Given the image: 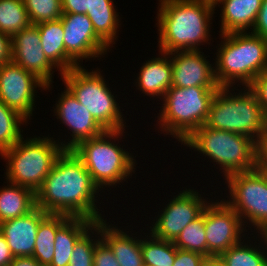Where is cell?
I'll return each mask as SVG.
<instances>
[{
	"label": "cell",
	"instance_id": "1",
	"mask_svg": "<svg viewBox=\"0 0 267 266\" xmlns=\"http://www.w3.org/2000/svg\"><path fill=\"white\" fill-rule=\"evenodd\" d=\"M35 195L36 206L47 213L85 217L95 222L115 214L107 211L108 199L73 150L62 151Z\"/></svg>",
	"mask_w": 267,
	"mask_h": 266
},
{
	"label": "cell",
	"instance_id": "2",
	"mask_svg": "<svg viewBox=\"0 0 267 266\" xmlns=\"http://www.w3.org/2000/svg\"><path fill=\"white\" fill-rule=\"evenodd\" d=\"M158 1L155 17L158 51L203 50L208 45L211 52L209 48L213 49L216 39L215 35L213 37L215 31L211 28L217 17L213 0Z\"/></svg>",
	"mask_w": 267,
	"mask_h": 266
},
{
	"label": "cell",
	"instance_id": "3",
	"mask_svg": "<svg viewBox=\"0 0 267 266\" xmlns=\"http://www.w3.org/2000/svg\"><path fill=\"white\" fill-rule=\"evenodd\" d=\"M129 129L131 127L120 130H106L97 137L81 141L72 149L84 163L93 182L105 195H108V199L113 188L112 192L116 191L118 187L123 189L122 186L125 188L126 182L128 183L132 178H134L133 180L137 178L138 172H136V169L140 167L136 166L138 165L136 159L138 154L132 152L126 143V141L129 143L127 138Z\"/></svg>",
	"mask_w": 267,
	"mask_h": 266
},
{
	"label": "cell",
	"instance_id": "4",
	"mask_svg": "<svg viewBox=\"0 0 267 266\" xmlns=\"http://www.w3.org/2000/svg\"><path fill=\"white\" fill-rule=\"evenodd\" d=\"M182 146H184L183 150L191 156L192 154L186 149H189L191 152L194 151L195 156L200 154L195 158H201L203 164L200 163L199 165L207 168L206 171L214 167L217 174L212 169L213 176L218 177L219 175V178L216 177L214 179L213 176L212 178L210 177V179H213V183L214 180L218 183L219 179L224 180L227 176L234 173L250 171L256 168V142L244 135L225 130L211 129L203 125L181 143V149ZM206 159L207 163H210L209 165L207 163L204 165ZM206 164L211 168L206 167Z\"/></svg>",
	"mask_w": 267,
	"mask_h": 266
},
{
	"label": "cell",
	"instance_id": "5",
	"mask_svg": "<svg viewBox=\"0 0 267 266\" xmlns=\"http://www.w3.org/2000/svg\"><path fill=\"white\" fill-rule=\"evenodd\" d=\"M217 35L213 50L215 78L220 87L249 86L267 70V41L261 36L251 32Z\"/></svg>",
	"mask_w": 267,
	"mask_h": 266
},
{
	"label": "cell",
	"instance_id": "6",
	"mask_svg": "<svg viewBox=\"0 0 267 266\" xmlns=\"http://www.w3.org/2000/svg\"><path fill=\"white\" fill-rule=\"evenodd\" d=\"M102 72L101 67L99 68L97 66L95 69L93 66V69L89 70L84 64L83 66H77L62 73L59 80H62V84L73 94L80 104L87 108L94 119L105 130L127 129L132 125H127L129 124L127 122L130 120L127 118V115H129L128 110L125 113L123 111L131 103L127 101L124 103L125 105L120 104L122 102L120 99L121 97L123 98L125 92L123 93L121 90L120 92L116 91L117 88L114 89L109 84L105 73L103 72V75ZM116 93H122V96Z\"/></svg>",
	"mask_w": 267,
	"mask_h": 266
},
{
	"label": "cell",
	"instance_id": "7",
	"mask_svg": "<svg viewBox=\"0 0 267 266\" xmlns=\"http://www.w3.org/2000/svg\"><path fill=\"white\" fill-rule=\"evenodd\" d=\"M220 87H188L171 86L156 105L159 111L153 116L154 132L165 139L172 137L176 145L183 143L195 130L205 125L211 101ZM159 104L161 106H159Z\"/></svg>",
	"mask_w": 267,
	"mask_h": 266
},
{
	"label": "cell",
	"instance_id": "8",
	"mask_svg": "<svg viewBox=\"0 0 267 266\" xmlns=\"http://www.w3.org/2000/svg\"><path fill=\"white\" fill-rule=\"evenodd\" d=\"M27 133L0 155L6 163L3 178L36 193L64 149L54 139L55 132H41L40 136L30 133L31 137Z\"/></svg>",
	"mask_w": 267,
	"mask_h": 266
},
{
	"label": "cell",
	"instance_id": "9",
	"mask_svg": "<svg viewBox=\"0 0 267 266\" xmlns=\"http://www.w3.org/2000/svg\"><path fill=\"white\" fill-rule=\"evenodd\" d=\"M205 125L257 142L265 132L266 114L248 86L220 87L211 101Z\"/></svg>",
	"mask_w": 267,
	"mask_h": 266
},
{
	"label": "cell",
	"instance_id": "10",
	"mask_svg": "<svg viewBox=\"0 0 267 266\" xmlns=\"http://www.w3.org/2000/svg\"><path fill=\"white\" fill-rule=\"evenodd\" d=\"M218 184L221 186H217L218 189L221 188L218 191L221 192L219 196H222L221 198L241 217L249 233H261L267 228V175L265 173L255 168L229 175ZM222 184L226 186L222 188ZM223 192H225L224 196Z\"/></svg>",
	"mask_w": 267,
	"mask_h": 266
},
{
	"label": "cell",
	"instance_id": "11",
	"mask_svg": "<svg viewBox=\"0 0 267 266\" xmlns=\"http://www.w3.org/2000/svg\"><path fill=\"white\" fill-rule=\"evenodd\" d=\"M187 186H182L179 192L175 190L171 195L164 193V195L166 194V196L171 197L170 199L164 197L165 200L164 198L163 200L158 199L162 202L154 207V209L156 208L155 211H157L153 213L155 216L151 215V217H149L146 214L141 215L146 217H144L145 223L144 220L142 221V224H144L143 226H146L147 230L155 238L174 241L189 223L202 214L204 207L211 200L209 193H207L208 195L205 193L207 192L205 191L206 189H199V191L197 185L196 187H191L189 183ZM202 191H204V193ZM147 220L149 222H147ZM146 222L148 224H146Z\"/></svg>",
	"mask_w": 267,
	"mask_h": 266
},
{
	"label": "cell",
	"instance_id": "12",
	"mask_svg": "<svg viewBox=\"0 0 267 266\" xmlns=\"http://www.w3.org/2000/svg\"><path fill=\"white\" fill-rule=\"evenodd\" d=\"M211 184H213L212 181L209 184L207 182L208 187L213 190L214 194L210 192L212 199L204 207L208 259L218 258L223 252L249 234L241 217L219 196L218 190H215L217 185L212 188L214 186Z\"/></svg>",
	"mask_w": 267,
	"mask_h": 266
},
{
	"label": "cell",
	"instance_id": "13",
	"mask_svg": "<svg viewBox=\"0 0 267 266\" xmlns=\"http://www.w3.org/2000/svg\"><path fill=\"white\" fill-rule=\"evenodd\" d=\"M63 89L61 93H58V96L55 95L57 98L55 101L53 100L55 104H53L50 115L54 113L51 116H55L54 118L58 121V128H64L58 130L65 132H57V134L59 133L58 137L55 138L54 136V139L64 150H72L81 141L97 137L106 130L65 86ZM61 124L62 126H59Z\"/></svg>",
	"mask_w": 267,
	"mask_h": 266
},
{
	"label": "cell",
	"instance_id": "14",
	"mask_svg": "<svg viewBox=\"0 0 267 266\" xmlns=\"http://www.w3.org/2000/svg\"><path fill=\"white\" fill-rule=\"evenodd\" d=\"M39 90L45 92V84L33 73L12 61L0 66V100L30 123L37 114Z\"/></svg>",
	"mask_w": 267,
	"mask_h": 266
},
{
	"label": "cell",
	"instance_id": "15",
	"mask_svg": "<svg viewBox=\"0 0 267 266\" xmlns=\"http://www.w3.org/2000/svg\"><path fill=\"white\" fill-rule=\"evenodd\" d=\"M64 29L66 55L77 65L108 58L111 50L97 35L87 14L63 13L61 18ZM107 56V57H105Z\"/></svg>",
	"mask_w": 267,
	"mask_h": 266
},
{
	"label": "cell",
	"instance_id": "16",
	"mask_svg": "<svg viewBox=\"0 0 267 266\" xmlns=\"http://www.w3.org/2000/svg\"><path fill=\"white\" fill-rule=\"evenodd\" d=\"M12 62L21 66L28 72L33 73L45 84V92L52 95L55 82L54 73L57 71L58 78L62 73L47 59L41 46V38L37 25L22 29L11 37Z\"/></svg>",
	"mask_w": 267,
	"mask_h": 266
},
{
	"label": "cell",
	"instance_id": "17",
	"mask_svg": "<svg viewBox=\"0 0 267 266\" xmlns=\"http://www.w3.org/2000/svg\"><path fill=\"white\" fill-rule=\"evenodd\" d=\"M132 212L133 215H131V217L136 215V217H134L135 221L132 218L129 220L130 216L129 213H127L128 216L126 217V219L125 220L123 219L124 223L122 221L120 223L118 222V219L122 220V218L120 216L118 217L117 215L115 218L114 216L112 218L113 220L117 221V224L110 218V216L108 218L109 221L108 219L100 221L101 239L113 251L116 261L119 263L120 266H144V261L141 251V235L147 230V227L146 226L140 227V225H142V220H141L142 217L139 219V221H137L135 219L138 216L137 213H135L134 211ZM127 220H129V223ZM132 220L134 223L130 222ZM123 224H126V226L125 225L123 226ZM136 229H138L140 232L138 230L136 231Z\"/></svg>",
	"mask_w": 267,
	"mask_h": 266
},
{
	"label": "cell",
	"instance_id": "18",
	"mask_svg": "<svg viewBox=\"0 0 267 266\" xmlns=\"http://www.w3.org/2000/svg\"><path fill=\"white\" fill-rule=\"evenodd\" d=\"M205 52L208 51L189 50L168 53L172 64V86L220 87L215 78L214 54L210 57L204 54ZM211 59H213L212 62Z\"/></svg>",
	"mask_w": 267,
	"mask_h": 266
},
{
	"label": "cell",
	"instance_id": "19",
	"mask_svg": "<svg viewBox=\"0 0 267 266\" xmlns=\"http://www.w3.org/2000/svg\"><path fill=\"white\" fill-rule=\"evenodd\" d=\"M156 56V57H155ZM152 58H147L148 60L143 61L139 65V71L137 75L132 74V82L135 87L136 93L139 95L137 97L147 96L150 98L153 104L160 100L165 95L166 91L172 86V64L170 60V55L168 53L158 51ZM138 91V92H137ZM141 92V93H140ZM156 100V102H155Z\"/></svg>",
	"mask_w": 267,
	"mask_h": 266
},
{
	"label": "cell",
	"instance_id": "20",
	"mask_svg": "<svg viewBox=\"0 0 267 266\" xmlns=\"http://www.w3.org/2000/svg\"><path fill=\"white\" fill-rule=\"evenodd\" d=\"M47 214L36 206L28 214L0 223V233L14 257L33 256L39 223Z\"/></svg>",
	"mask_w": 267,
	"mask_h": 266
},
{
	"label": "cell",
	"instance_id": "21",
	"mask_svg": "<svg viewBox=\"0 0 267 266\" xmlns=\"http://www.w3.org/2000/svg\"><path fill=\"white\" fill-rule=\"evenodd\" d=\"M263 0H213L215 12L220 11L219 34L251 32ZM218 8H220L218 10Z\"/></svg>",
	"mask_w": 267,
	"mask_h": 266
},
{
	"label": "cell",
	"instance_id": "22",
	"mask_svg": "<svg viewBox=\"0 0 267 266\" xmlns=\"http://www.w3.org/2000/svg\"><path fill=\"white\" fill-rule=\"evenodd\" d=\"M114 0H88L87 15L90 18L96 35L111 49L119 40L123 24ZM118 11V12H117Z\"/></svg>",
	"mask_w": 267,
	"mask_h": 266
},
{
	"label": "cell",
	"instance_id": "23",
	"mask_svg": "<svg viewBox=\"0 0 267 266\" xmlns=\"http://www.w3.org/2000/svg\"><path fill=\"white\" fill-rule=\"evenodd\" d=\"M218 259L225 266H267V245L261 233H249Z\"/></svg>",
	"mask_w": 267,
	"mask_h": 266
},
{
	"label": "cell",
	"instance_id": "24",
	"mask_svg": "<svg viewBox=\"0 0 267 266\" xmlns=\"http://www.w3.org/2000/svg\"><path fill=\"white\" fill-rule=\"evenodd\" d=\"M41 46L47 59L61 72L65 73L77 65L66 55L62 20L37 24Z\"/></svg>",
	"mask_w": 267,
	"mask_h": 266
},
{
	"label": "cell",
	"instance_id": "25",
	"mask_svg": "<svg viewBox=\"0 0 267 266\" xmlns=\"http://www.w3.org/2000/svg\"><path fill=\"white\" fill-rule=\"evenodd\" d=\"M2 184L3 187L0 186V223L28 214L36 207V195L33 190L5 179Z\"/></svg>",
	"mask_w": 267,
	"mask_h": 266
},
{
	"label": "cell",
	"instance_id": "26",
	"mask_svg": "<svg viewBox=\"0 0 267 266\" xmlns=\"http://www.w3.org/2000/svg\"><path fill=\"white\" fill-rule=\"evenodd\" d=\"M94 223L85 217H70L57 230L54 256L49 266H68L75 243Z\"/></svg>",
	"mask_w": 267,
	"mask_h": 266
},
{
	"label": "cell",
	"instance_id": "27",
	"mask_svg": "<svg viewBox=\"0 0 267 266\" xmlns=\"http://www.w3.org/2000/svg\"><path fill=\"white\" fill-rule=\"evenodd\" d=\"M65 214L48 213L39 223L33 258L42 266H49L54 256L57 230L70 218Z\"/></svg>",
	"mask_w": 267,
	"mask_h": 266
},
{
	"label": "cell",
	"instance_id": "28",
	"mask_svg": "<svg viewBox=\"0 0 267 266\" xmlns=\"http://www.w3.org/2000/svg\"><path fill=\"white\" fill-rule=\"evenodd\" d=\"M29 124L32 125L19 112L6 106L0 100V155L13 147L25 135L26 127L30 130Z\"/></svg>",
	"mask_w": 267,
	"mask_h": 266
},
{
	"label": "cell",
	"instance_id": "29",
	"mask_svg": "<svg viewBox=\"0 0 267 266\" xmlns=\"http://www.w3.org/2000/svg\"><path fill=\"white\" fill-rule=\"evenodd\" d=\"M144 266H172L176 257L173 241L155 238L148 230L141 235Z\"/></svg>",
	"mask_w": 267,
	"mask_h": 266
},
{
	"label": "cell",
	"instance_id": "30",
	"mask_svg": "<svg viewBox=\"0 0 267 266\" xmlns=\"http://www.w3.org/2000/svg\"><path fill=\"white\" fill-rule=\"evenodd\" d=\"M31 24L23 0H0V32L12 37Z\"/></svg>",
	"mask_w": 267,
	"mask_h": 266
},
{
	"label": "cell",
	"instance_id": "31",
	"mask_svg": "<svg viewBox=\"0 0 267 266\" xmlns=\"http://www.w3.org/2000/svg\"><path fill=\"white\" fill-rule=\"evenodd\" d=\"M175 247L191 252H197L208 258L204 210L202 214L189 223L173 241Z\"/></svg>",
	"mask_w": 267,
	"mask_h": 266
},
{
	"label": "cell",
	"instance_id": "32",
	"mask_svg": "<svg viewBox=\"0 0 267 266\" xmlns=\"http://www.w3.org/2000/svg\"><path fill=\"white\" fill-rule=\"evenodd\" d=\"M101 240L97 221L75 243L68 266H93L95 247Z\"/></svg>",
	"mask_w": 267,
	"mask_h": 266
},
{
	"label": "cell",
	"instance_id": "33",
	"mask_svg": "<svg viewBox=\"0 0 267 266\" xmlns=\"http://www.w3.org/2000/svg\"><path fill=\"white\" fill-rule=\"evenodd\" d=\"M33 25L58 20L63 14L61 0H23Z\"/></svg>",
	"mask_w": 267,
	"mask_h": 266
},
{
	"label": "cell",
	"instance_id": "34",
	"mask_svg": "<svg viewBox=\"0 0 267 266\" xmlns=\"http://www.w3.org/2000/svg\"><path fill=\"white\" fill-rule=\"evenodd\" d=\"M93 266H120L113 251L103 240L95 247Z\"/></svg>",
	"mask_w": 267,
	"mask_h": 266
},
{
	"label": "cell",
	"instance_id": "35",
	"mask_svg": "<svg viewBox=\"0 0 267 266\" xmlns=\"http://www.w3.org/2000/svg\"><path fill=\"white\" fill-rule=\"evenodd\" d=\"M207 259L200 253L176 247V257L172 266H205Z\"/></svg>",
	"mask_w": 267,
	"mask_h": 266
},
{
	"label": "cell",
	"instance_id": "36",
	"mask_svg": "<svg viewBox=\"0 0 267 266\" xmlns=\"http://www.w3.org/2000/svg\"><path fill=\"white\" fill-rule=\"evenodd\" d=\"M248 87L254 92L264 113L267 115V70L257 76Z\"/></svg>",
	"mask_w": 267,
	"mask_h": 266
},
{
	"label": "cell",
	"instance_id": "37",
	"mask_svg": "<svg viewBox=\"0 0 267 266\" xmlns=\"http://www.w3.org/2000/svg\"><path fill=\"white\" fill-rule=\"evenodd\" d=\"M256 168L267 175V132L256 142Z\"/></svg>",
	"mask_w": 267,
	"mask_h": 266
},
{
	"label": "cell",
	"instance_id": "38",
	"mask_svg": "<svg viewBox=\"0 0 267 266\" xmlns=\"http://www.w3.org/2000/svg\"><path fill=\"white\" fill-rule=\"evenodd\" d=\"M251 33L267 41V0H263L255 25Z\"/></svg>",
	"mask_w": 267,
	"mask_h": 266
},
{
	"label": "cell",
	"instance_id": "39",
	"mask_svg": "<svg viewBox=\"0 0 267 266\" xmlns=\"http://www.w3.org/2000/svg\"><path fill=\"white\" fill-rule=\"evenodd\" d=\"M63 13L87 14L88 0H61Z\"/></svg>",
	"mask_w": 267,
	"mask_h": 266
},
{
	"label": "cell",
	"instance_id": "40",
	"mask_svg": "<svg viewBox=\"0 0 267 266\" xmlns=\"http://www.w3.org/2000/svg\"><path fill=\"white\" fill-rule=\"evenodd\" d=\"M12 44L11 36L0 32V66L11 62Z\"/></svg>",
	"mask_w": 267,
	"mask_h": 266
},
{
	"label": "cell",
	"instance_id": "41",
	"mask_svg": "<svg viewBox=\"0 0 267 266\" xmlns=\"http://www.w3.org/2000/svg\"><path fill=\"white\" fill-rule=\"evenodd\" d=\"M9 245L6 242L5 237L0 233V266H9L13 261Z\"/></svg>",
	"mask_w": 267,
	"mask_h": 266
},
{
	"label": "cell",
	"instance_id": "42",
	"mask_svg": "<svg viewBox=\"0 0 267 266\" xmlns=\"http://www.w3.org/2000/svg\"><path fill=\"white\" fill-rule=\"evenodd\" d=\"M9 266H42L33 257H14Z\"/></svg>",
	"mask_w": 267,
	"mask_h": 266
},
{
	"label": "cell",
	"instance_id": "43",
	"mask_svg": "<svg viewBox=\"0 0 267 266\" xmlns=\"http://www.w3.org/2000/svg\"><path fill=\"white\" fill-rule=\"evenodd\" d=\"M205 266H225V265L218 258H209L207 259Z\"/></svg>",
	"mask_w": 267,
	"mask_h": 266
},
{
	"label": "cell",
	"instance_id": "44",
	"mask_svg": "<svg viewBox=\"0 0 267 266\" xmlns=\"http://www.w3.org/2000/svg\"><path fill=\"white\" fill-rule=\"evenodd\" d=\"M261 235L263 236L265 242H266V245H267V228L264 229L262 232H261Z\"/></svg>",
	"mask_w": 267,
	"mask_h": 266
},
{
	"label": "cell",
	"instance_id": "45",
	"mask_svg": "<svg viewBox=\"0 0 267 266\" xmlns=\"http://www.w3.org/2000/svg\"><path fill=\"white\" fill-rule=\"evenodd\" d=\"M265 131L267 132V115H266V128Z\"/></svg>",
	"mask_w": 267,
	"mask_h": 266
}]
</instances>
